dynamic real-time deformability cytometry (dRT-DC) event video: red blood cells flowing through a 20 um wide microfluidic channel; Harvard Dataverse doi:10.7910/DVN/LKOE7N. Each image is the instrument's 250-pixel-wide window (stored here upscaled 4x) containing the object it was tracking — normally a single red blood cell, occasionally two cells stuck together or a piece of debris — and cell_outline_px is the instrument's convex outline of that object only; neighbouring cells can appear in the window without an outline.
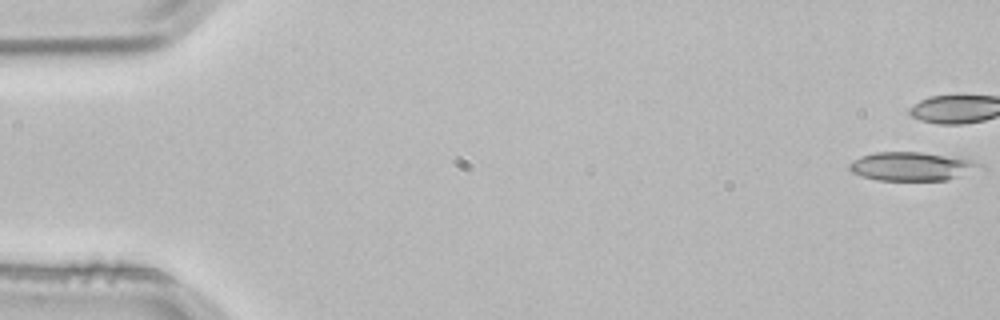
{"species": "common noctule bat (a hibernating species)", "species_latin": "Nyctalus noctula", "temperature_condition": "room temperature", "stored_images_in_passage": 7, "camera_frame_rate_fps": 3000, "um_per_image_px": 0.085, "animal": {"sex": "male", "body_mass_g": 21.5, "forearm_length_mm": 52.0}, "frame": {"image": 1, "passage_image": 1, "time_ms": 0.0, "image_size_px": [1000, 320], "cell_outline_px": [[984, 168], [944, 180], [876, 180], [852, 172], [848, 168], [848, 164], [852, 160], [860, 156], [876, 152], [920, 152], [976, 160], [984, 164]], "centroid_in_image_um": [77.51, 14.13], "position_along_channel_um": 7.5, "area_um2": 21.73}}